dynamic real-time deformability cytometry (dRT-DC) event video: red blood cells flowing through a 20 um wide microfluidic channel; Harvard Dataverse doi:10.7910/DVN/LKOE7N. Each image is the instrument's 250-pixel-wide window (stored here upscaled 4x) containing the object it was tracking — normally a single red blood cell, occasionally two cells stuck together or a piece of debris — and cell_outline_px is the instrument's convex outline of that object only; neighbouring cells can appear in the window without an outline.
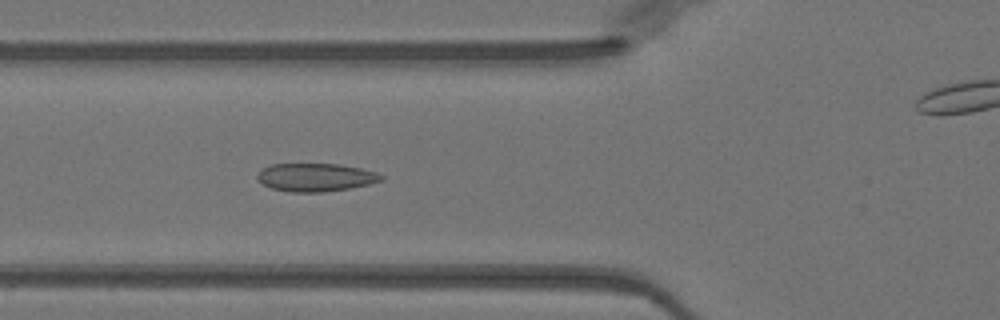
{"species": "Egyptian fruit bat (a non-hibernating species)", "species_latin": "Rousettus aegyptiacus", "temperature_condition": "warm", "stored_images_in_passage": 52, "camera_frame_rate_fps": 3000, "um_per_image_px": 0.085, "animal": {"sex": "female"}, "frame": {"image": 1, "passage_image": 19, "time_ms": 6.0, "image_size_px": [1000, 320], "cell_outline_px": [[384, 180], [368, 184], [348, 188], [324, 192], [288, 192], [272, 188], [264, 184], [256, 176], [260, 168], [268, 164], [340, 164], [360, 168], [376, 172], [384, 176]], "centroid_in_image_um": [26.81, 15.06], "position_along_channel_um": 99.0, "area_um2": 20.35}}
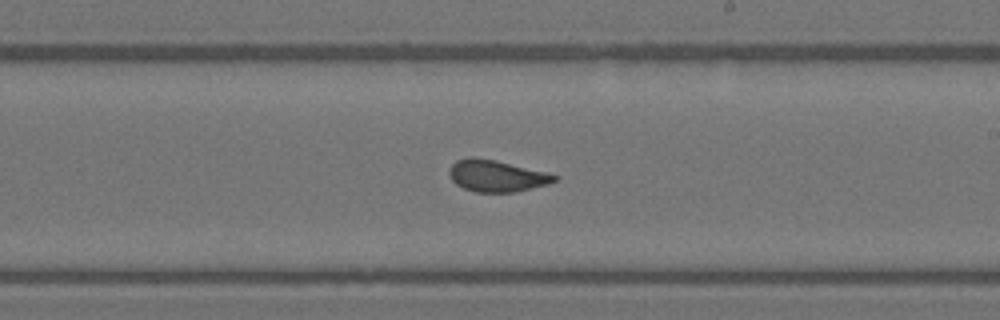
{"frame": {"image": 2, "passage_image": 30, "time_ms": 9.667, "image_size_px": [1000, 320], "cell_outline_px": [[560, 176], [556, 180], [548, 184], [512, 192], [476, 192], [464, 188], [456, 184], [452, 180], [448, 172], [452, 164], [456, 160], [496, 160], [548, 172]], "centroid_in_image_um": [42.26, 14.98], "position_along_channel_um": 246.7, "area_um2": 18.84}}
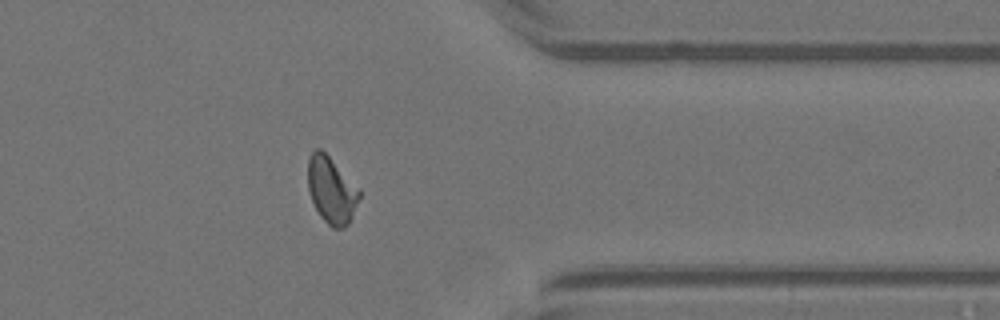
{"frame": {"image": 3, "passage_image": 41, "time_ms": 13.333, "image_size_px": [1000, 320], "cell_outline_px": [[360, 196], [352, 216], [348, 224], [344, 228], [332, 228], [320, 216], [312, 200], [308, 188], [308, 160], [312, 152], [316, 148], [320, 148], [328, 156], [360, 192]], "centroid_in_image_um": [28.14, 16.19], "position_along_channel_um": 383.3, "area_um2": 19.31}, "authors_computed_cell_mechanics": {"area_um2": 19.941, "velocity_mm_per_s": 4.0167, "shape_relaxation_time_tau1_ms": 5.4894, "shape_relaxation_time_tau2_ms": 0.8128, "deformation_change_tau1": 0.1402, "deformation_change_tau2": 0.0441}}